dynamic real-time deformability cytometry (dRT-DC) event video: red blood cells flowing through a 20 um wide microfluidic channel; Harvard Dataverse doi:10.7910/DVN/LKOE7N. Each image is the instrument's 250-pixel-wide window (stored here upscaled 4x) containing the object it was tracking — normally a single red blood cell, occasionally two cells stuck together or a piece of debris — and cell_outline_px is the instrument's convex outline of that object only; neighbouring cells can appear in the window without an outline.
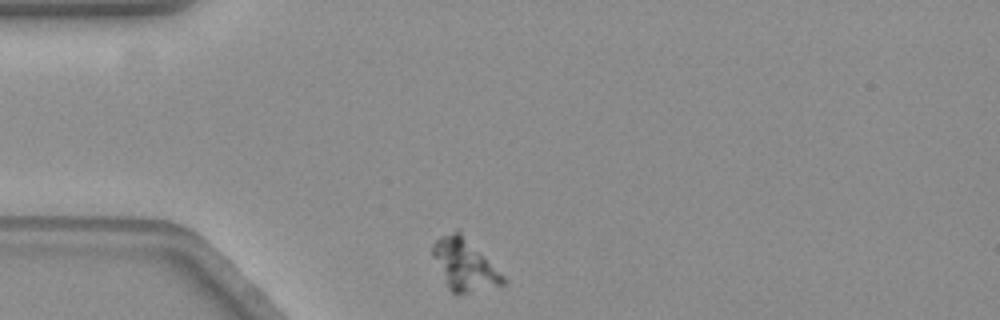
{"species": "common noctule bat (a hibernating species)", "species_latin": "Nyctalus noctula", "temperature_condition": "warm", "stored_images_in_passage": 49, "camera_frame_rate_fps": 3000, "um_per_image_px": 0.085, "animal": {"sex": "female", "body_mass_g": 19.3, "forearm_length_mm": 54.1}, "frame": {"image": 1, "passage_image": 1, "time_ms": 0.0, "image_size_px": [1000, 320], "cell_outline_px": [[504, 284], [468, 292], [452, 292], [448, 288], [432, 256], [432, 244], [440, 236], [456, 228], [460, 228], [504, 276]], "centroid_in_image_um": [39.44, 22.4], "position_along_channel_um": 45.6, "area_um2": 21.1}}
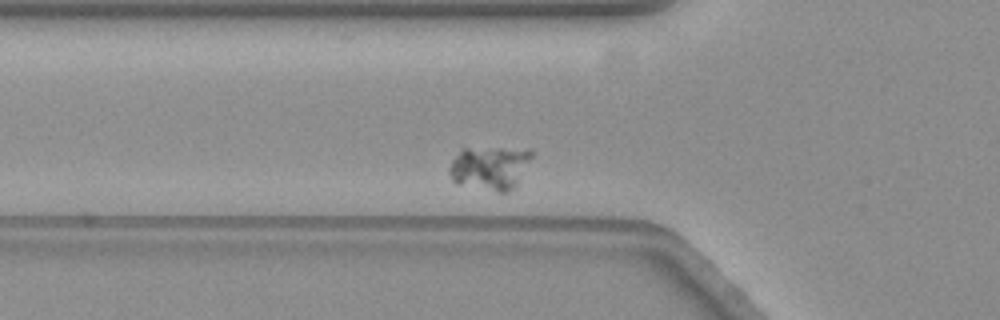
{"frame": {"image": 2, "passage_image": 7, "time_ms": 2.0, "image_size_px": [1000, 320], "cell_outline_px": [[532, 156], [516, 188], [508, 192], [496, 192], [456, 184], [452, 180], [448, 172], [448, 168], [452, 160], [460, 148], [532, 148]], "centroid_in_image_um": [41.64, 14.27], "position_along_channel_um": 84.2, "area_um2": 21.56}}
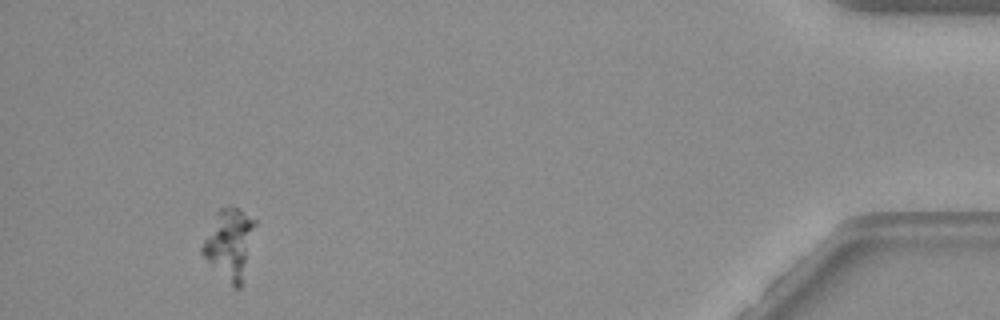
{"frame": {"image": 3, "passage_image": 45, "time_ms": 14.667, "image_size_px": [1000, 320], "cell_outline_px": [[256, 224], [240, 288], [236, 288], [200, 252], [200, 248], [216, 212], [220, 208], [228, 204], [232, 204], [256, 220]], "centroid_in_image_um": [19.51, 20.61], "position_along_channel_um": 415.7, "area_um2": 20.92}}